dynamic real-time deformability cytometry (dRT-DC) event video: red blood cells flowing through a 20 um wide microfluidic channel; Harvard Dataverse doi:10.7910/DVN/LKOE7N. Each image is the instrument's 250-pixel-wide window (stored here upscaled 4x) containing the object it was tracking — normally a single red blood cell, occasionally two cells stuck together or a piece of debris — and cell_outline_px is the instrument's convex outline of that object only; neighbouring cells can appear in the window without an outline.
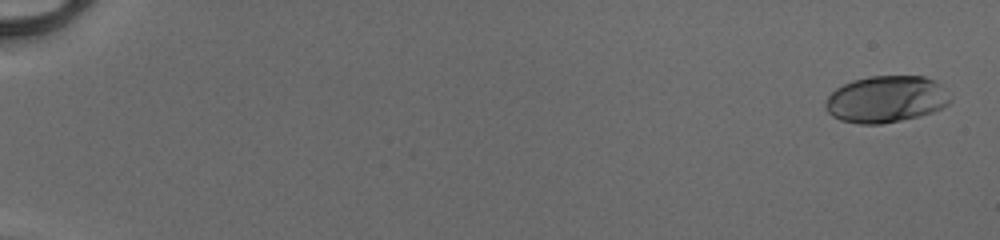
{"species": "human", "species_latin": "Homo sapiens", "temperature_condition": "cold", "stored_images_in_passage": 53, "camera_frame_rate_fps": 3000, "um_per_image_px": 0.085, "donor": {"sex": "male"}, "frame": {"image": 1, "passage_image": 2, "time_ms": 0.333, "image_size_px": [1000, 240], "cell_outline_px": [[952, 100], [948, 104], [932, 112], [920, 116], [880, 124], [860, 124], [840, 120], [832, 116], [824, 108], [824, 104], [828, 96], [836, 88], [852, 80], [872, 76], [924, 76], [940, 84]], "centroid_in_image_um": [75.29, 8.43], "position_along_channel_um": 9.7, "area_um2": 33.87}}
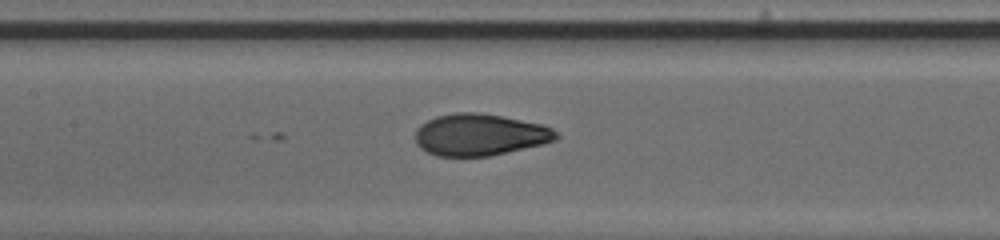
{"frame": {"image": 2, "passage_image": 28, "time_ms": 9.0, "image_size_px": [1000, 240], "cell_outline_px": [[560, 136], [556, 140], [544, 144], [488, 156], [436, 156], [420, 148], [416, 144], [416, 128], [420, 124], [436, 116], [456, 112], [476, 112], [504, 116], [544, 124], [552, 128]], "centroid_in_image_um": [40.8, 11.44], "position_along_channel_um": 166.6, "area_um2": 34.56}}
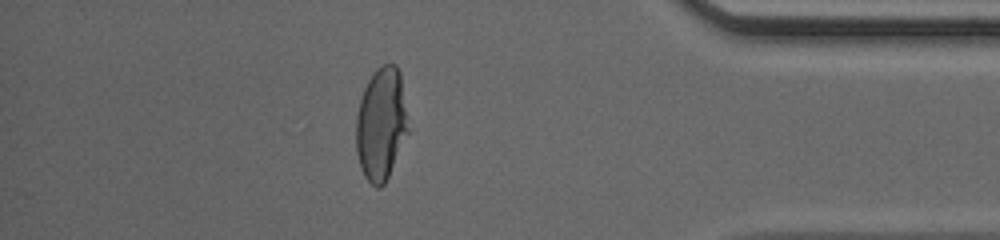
{"frame": {"image": 3, "passage_image": 47, "time_ms": 15.333, "image_size_px": [1000, 240], "cell_outline_px": [[408, 132], [388, 176], [384, 184], [380, 188], [376, 188], [364, 176], [360, 168], [356, 152], [356, 116], [360, 100], [364, 88], [368, 80], [376, 68], [384, 64], [396, 64], [400, 72], [408, 128]], "centroid_in_image_um": [32.37, 10.54], "position_along_channel_um": 402.8, "area_um2": 33.99}, "authors_computed_cell_mechanics": {"area_um2": 33.9864, "velocity_mm_per_s": 4.1427, "shape_relaxation_time_tau1_ms": 4.4969, "shape_relaxation_time_tau2_ms": 0.6521, "deformation_change_tau1": 0.2123, "deformation_change_tau2": 0.052}}